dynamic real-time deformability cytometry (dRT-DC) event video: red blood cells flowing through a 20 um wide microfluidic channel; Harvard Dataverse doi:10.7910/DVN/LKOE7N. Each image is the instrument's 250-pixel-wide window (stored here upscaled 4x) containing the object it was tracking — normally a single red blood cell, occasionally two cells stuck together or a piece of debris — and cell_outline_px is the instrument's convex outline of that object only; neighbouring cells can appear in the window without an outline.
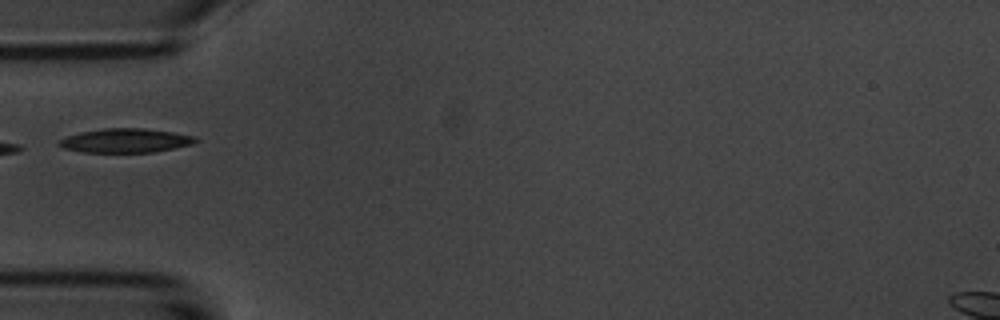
{"species": "common noctule bat (a hibernating species)", "species_latin": "Nyctalus noctula", "temperature_condition": "room temperature", "stored_images_in_passage": 6, "camera_frame_rate_fps": 3000, "um_per_image_px": 0.085, "animal": {"sex": "male", "body_mass_g": 20.1, "forearm_length_mm": 53.5}, "frame": {"image": 1, "passage_image": 4, "time_ms": 3.333, "image_size_px": [1000, 320], "cell_outline_px": [[200, 140], [192, 144], [156, 152], [80, 152], [64, 148], [56, 144], [60, 140], [68, 136], [80, 132], [104, 128], [144, 128], [172, 132], [196, 136]], "centroid_in_image_um": [10.69, 11.95], "position_along_channel_um": 74.3, "area_um2": 19.19}}
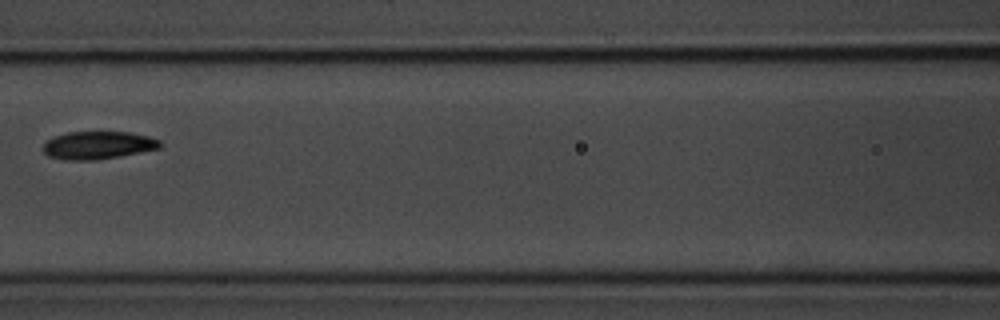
{"frame": {"image": 2, "passage_image": 6, "time_ms": 5.667, "image_size_px": [1000, 320], "cell_outline_px": [[164, 144], [160, 148], [120, 156], [96, 160], [64, 160], [48, 156], [40, 148], [48, 140], [56, 136], [68, 132], [128, 132], [148, 136], [160, 140]], "centroid_in_image_um": [8.33, 12.35], "position_along_channel_um": 158.3, "area_um2": 19.02}}